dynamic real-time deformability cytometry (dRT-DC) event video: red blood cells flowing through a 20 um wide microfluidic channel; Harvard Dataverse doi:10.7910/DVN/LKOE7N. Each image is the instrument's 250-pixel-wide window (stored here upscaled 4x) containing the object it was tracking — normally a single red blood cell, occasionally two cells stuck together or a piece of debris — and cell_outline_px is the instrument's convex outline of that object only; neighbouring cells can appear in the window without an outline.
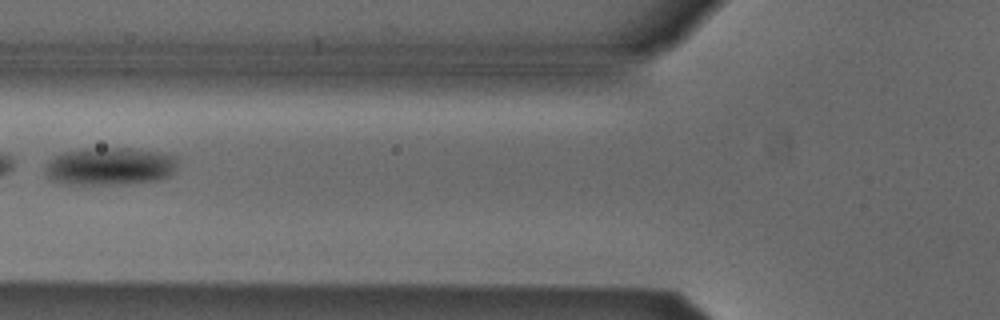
{"species": "Egyptian fruit bat (a non-hibernating species)", "species_latin": "Rousettus aegyptiacus", "temperature_condition": "cold", "stored_images_in_passage": 7, "camera_frame_rate_fps": 3000, "um_per_image_px": 0.085, "animal": {"sex": "male"}, "frame": {"image": 1, "passage_image": 6, "time_ms": 1.667, "image_size_px": [1000, 320], "cell_outline_px": [[180, 160], [172, 176], [160, 180], [132, 184], [64, 184], [52, 180], [44, 172], [44, 164], [60, 152], [84, 148], [136, 148], [160, 152], [176, 156]], "centroid_in_image_um": [9.38, 14.13], "position_along_channel_um": 116.4, "area_um2": 30.06}}